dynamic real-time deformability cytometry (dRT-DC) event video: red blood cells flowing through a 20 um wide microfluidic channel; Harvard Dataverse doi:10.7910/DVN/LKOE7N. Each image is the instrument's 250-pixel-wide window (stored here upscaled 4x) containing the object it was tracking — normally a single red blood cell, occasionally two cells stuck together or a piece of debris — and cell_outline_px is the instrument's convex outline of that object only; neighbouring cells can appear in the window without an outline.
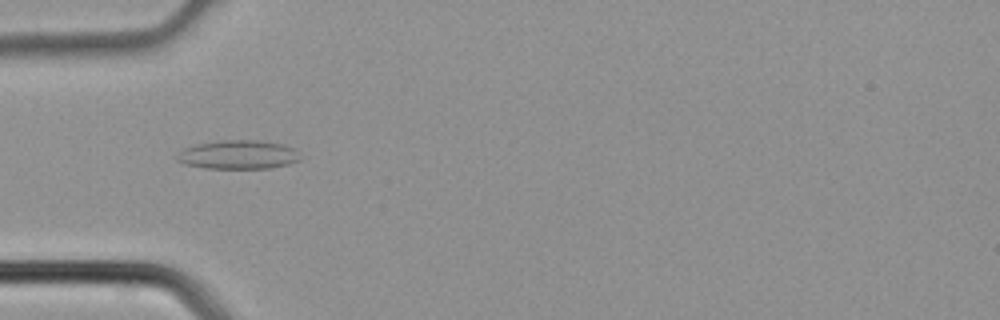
{"species": "common noctule bat (a hibernating species)", "species_latin": "Nyctalus noctula", "temperature_condition": "cold", "stored_images_in_passage": 4, "camera_frame_rate_fps": 3000, "um_per_image_px": 0.085, "animal": {"sex": "male", "body_mass_g": 21.5, "forearm_length_mm": 52.0}, "frame": {"image": 1, "passage_image": 4, "time_ms": 1.0, "image_size_px": [1000, 320], "cell_outline_px": [[300, 160], [288, 164], [268, 168], [204, 168], [184, 164], [176, 160], [180, 152], [184, 148], [196, 144], [220, 140], [256, 140], [284, 144], [292, 148], [296, 152]], "centroid_in_image_um": [20.22, 13.14], "position_along_channel_um": 64.8, "area_um2": 20.52}}